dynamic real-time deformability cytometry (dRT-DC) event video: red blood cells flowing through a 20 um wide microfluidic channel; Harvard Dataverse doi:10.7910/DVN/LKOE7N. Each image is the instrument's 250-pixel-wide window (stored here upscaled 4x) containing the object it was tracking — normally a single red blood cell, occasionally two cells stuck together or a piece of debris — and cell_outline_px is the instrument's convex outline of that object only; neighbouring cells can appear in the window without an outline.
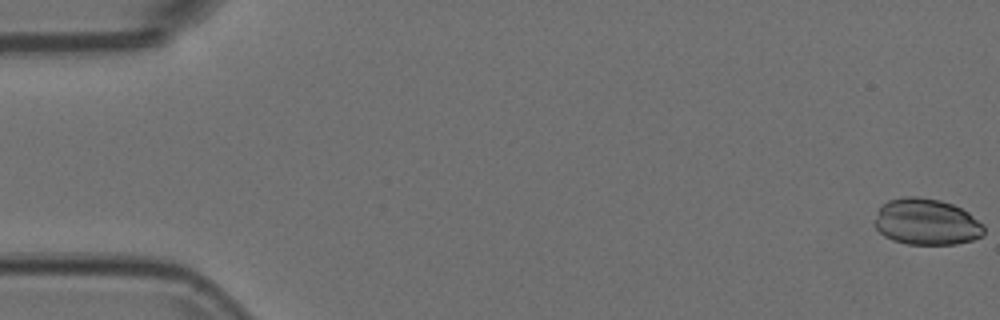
{"species": "Egyptian fruit bat (a non-hibernating species)", "species_latin": "Rousettus aegyptiacus", "temperature_condition": "room temperature", "stored_images_in_passage": 14, "camera_frame_rate_fps": 3000, "um_per_image_px": 0.085, "animal": {"sex": "female"}, "frame": {"image": 1, "passage_image": 1, "time_ms": 0.0, "image_size_px": [1000, 320], "cell_outline_px": [[984, 232], [980, 236], [972, 240], [956, 244], [908, 244], [892, 240], [884, 236], [876, 228], [876, 216], [880, 204], [888, 200], [904, 196], [916, 196], [940, 200], [952, 204], [968, 212], [984, 224]], "centroid_in_image_um": [78.74, 18.85], "position_along_channel_um": 6.3, "area_um2": 29.54}}
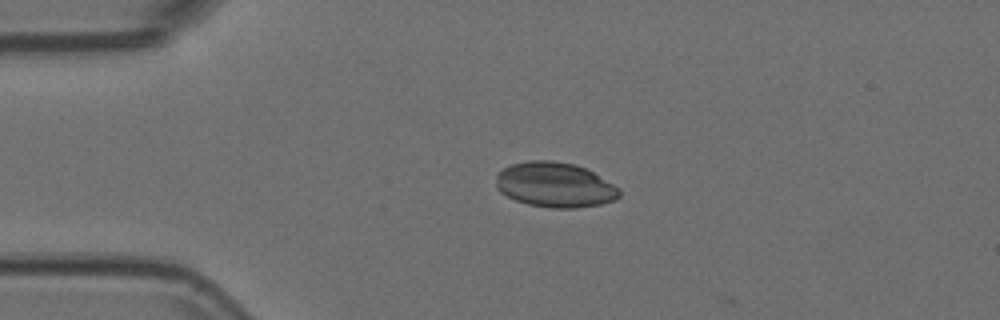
{"frame": {"image": 2, "passage_image": 13, "time_ms": 4.0, "image_size_px": [1000, 320], "cell_outline_px": [[620, 196], [616, 200], [600, 204], [576, 208], [552, 208], [528, 204], [516, 200], [500, 192], [496, 188], [496, 172], [512, 164], [528, 160], [552, 160], [572, 164], [584, 168], [592, 172], [620, 188]], "centroid_in_image_um": [47.15, 15.71], "position_along_channel_um": 37.9, "area_um2": 32.31}}